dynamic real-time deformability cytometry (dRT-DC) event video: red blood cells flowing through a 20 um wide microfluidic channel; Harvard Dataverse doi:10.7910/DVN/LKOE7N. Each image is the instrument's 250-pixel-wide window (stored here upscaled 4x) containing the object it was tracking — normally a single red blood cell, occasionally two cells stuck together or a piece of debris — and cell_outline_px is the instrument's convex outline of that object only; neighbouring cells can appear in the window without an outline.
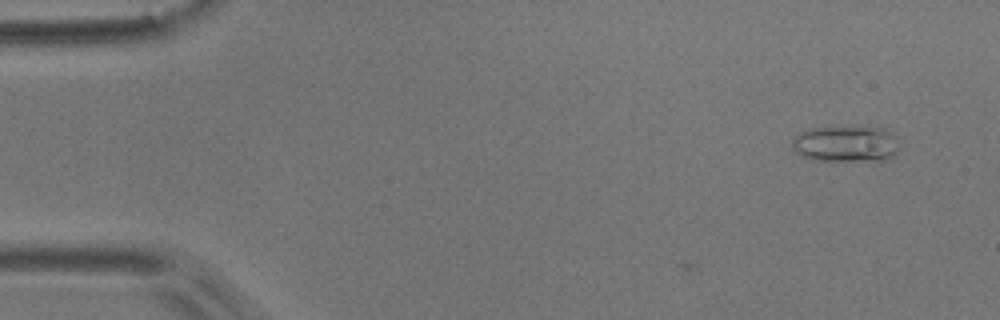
{"species": "common noctule bat (a hibernating species)", "species_latin": "Nyctalus noctula", "temperature_condition": "room temperature", "stored_images_in_passage": 6, "camera_frame_rate_fps": 3000, "um_per_image_px": 0.085, "animal": {"sex": "male", "body_mass_g": 17.9}, "frame": {"image": 1, "passage_image": 1, "time_ms": 0.0, "image_size_px": [1000, 320], "cell_outline_px": [[896, 152], [892, 156], [884, 160], [816, 160], [804, 156], [796, 152], [792, 148], [792, 140], [800, 132], [812, 128], [884, 128], [892, 132], [896, 148]], "centroid_in_image_um": [71.85, 12.23], "position_along_channel_um": 13.1, "area_um2": 21.85}}